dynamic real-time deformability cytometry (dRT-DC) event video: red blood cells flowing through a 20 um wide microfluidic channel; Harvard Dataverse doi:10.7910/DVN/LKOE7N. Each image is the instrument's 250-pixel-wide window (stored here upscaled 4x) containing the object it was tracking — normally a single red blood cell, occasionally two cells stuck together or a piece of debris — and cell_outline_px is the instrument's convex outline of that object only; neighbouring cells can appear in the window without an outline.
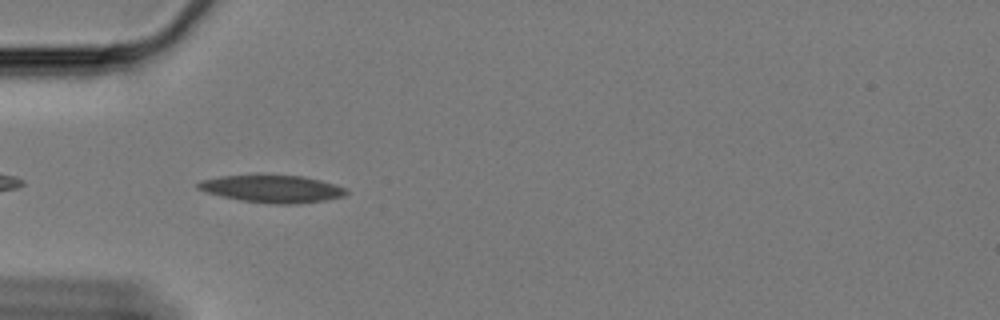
{"species": "Egyptian fruit bat (a non-hibernating species)", "species_latin": "Rousettus aegyptiacus", "temperature_condition": "cold", "stored_images_in_passage": 13, "camera_frame_rate_fps": 3000, "um_per_image_px": 0.085, "animal": {"sex": "female"}, "frame": {"image": 1, "passage_image": 3, "time_ms": 0.667, "image_size_px": [1000, 320], "cell_outline_px": [[348, 192], [344, 196], [324, 200], [288, 204], [276, 204], [240, 200], [208, 192], [196, 188], [196, 184], [200, 180], [220, 176], [256, 172], [260, 172], [304, 176], [320, 180], [344, 188]], "centroid_in_image_um": [23.06, 15.99], "position_along_channel_um": 61.9, "area_um2": 24.28}}
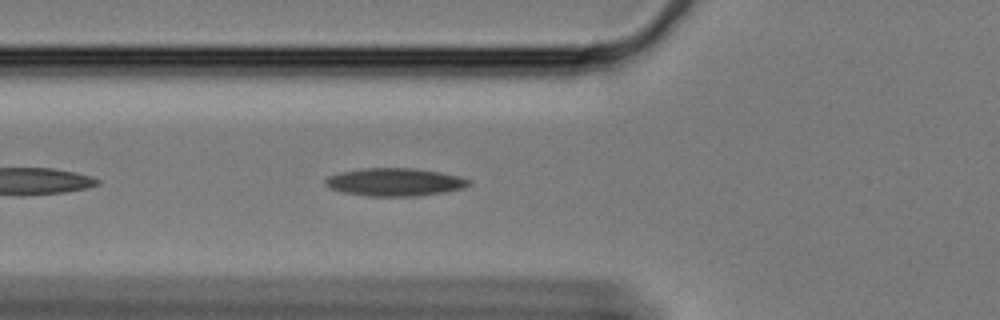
{"frame": {"image": 2, "passage_image": 6, "time_ms": 1.667, "image_size_px": [1000, 320], "cell_outline_px": [[472, 184], [464, 188], [444, 192], [416, 196], [368, 196], [344, 192], [332, 188], [324, 184], [324, 180], [328, 176], [340, 172], [360, 168], [412, 168], [440, 172], [460, 176], [472, 180]], "centroid_in_image_um": [33.59, 15.47], "position_along_channel_um": 92.2, "area_um2": 23.41}}
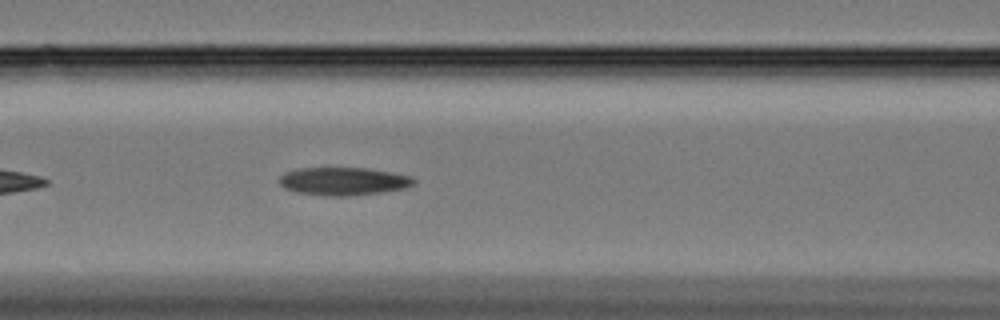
{"frame": {"image": 3, "passage_image": 10, "time_ms": 3.0, "image_size_px": [1000, 320], "cell_outline_px": [[416, 184], [404, 188], [380, 192], [348, 196], [324, 196], [296, 192], [284, 188], [280, 184], [280, 176], [284, 172], [296, 168], [364, 168], [412, 176], [416, 180]], "centroid_in_image_um": [29.16, 15.41], "position_along_channel_um": 137.4, "area_um2": 21.91}}